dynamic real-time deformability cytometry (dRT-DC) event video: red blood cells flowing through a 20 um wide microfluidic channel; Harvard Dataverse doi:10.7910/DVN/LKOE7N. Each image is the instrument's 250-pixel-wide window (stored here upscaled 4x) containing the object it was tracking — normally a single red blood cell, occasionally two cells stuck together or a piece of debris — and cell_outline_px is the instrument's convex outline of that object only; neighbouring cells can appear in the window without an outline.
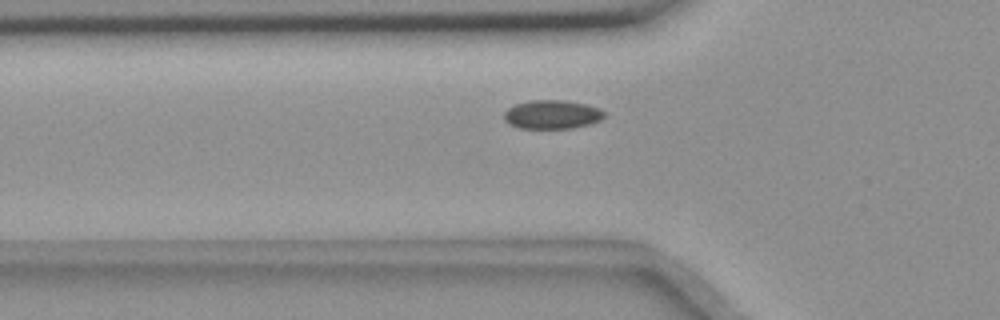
{"species": "common noctule bat (a hibernating species)", "species_latin": "Nyctalus noctula", "temperature_condition": "room temperature", "stored_images_in_passage": 40, "camera_frame_rate_fps": 3000, "um_per_image_px": 0.085, "animal": {"sex": "female", "body_mass_g": 18.4}, "frame": {"image": 1, "passage_image": 9, "time_ms": 2.667, "image_size_px": [1000, 320], "cell_outline_px": [[604, 116], [600, 120], [592, 124], [572, 128], [520, 128], [508, 124], [504, 120], [504, 112], [508, 108], [516, 104], [532, 100], [564, 100], [584, 104], [600, 108], [604, 112]], "centroid_in_image_um": [46.92, 9.74], "position_along_channel_um": 78.9, "area_um2": 16.82}}
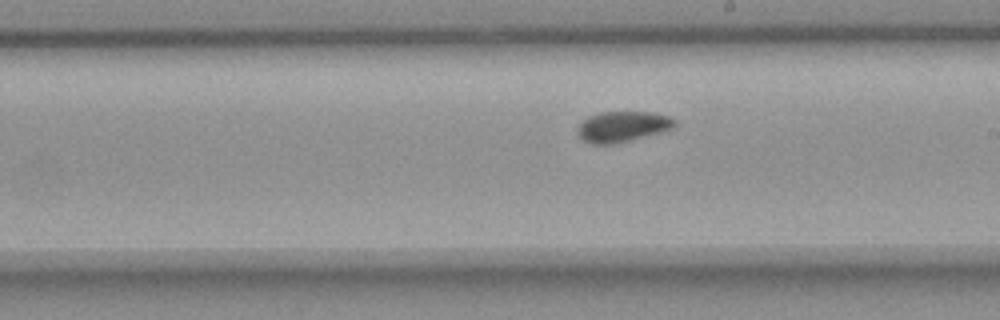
{"frame": {"image": 2, "passage_image": 22, "time_ms": 7.0, "image_size_px": [1000, 320], "cell_outline_px": [[676, 124], [672, 128], [660, 132], [612, 144], [592, 144], [584, 140], [576, 132], [576, 128], [588, 116], [600, 112], [652, 112], [668, 116], [676, 120]], "centroid_in_image_um": [52.89, 10.75], "position_along_channel_um": 236.1, "area_um2": 17.11}}
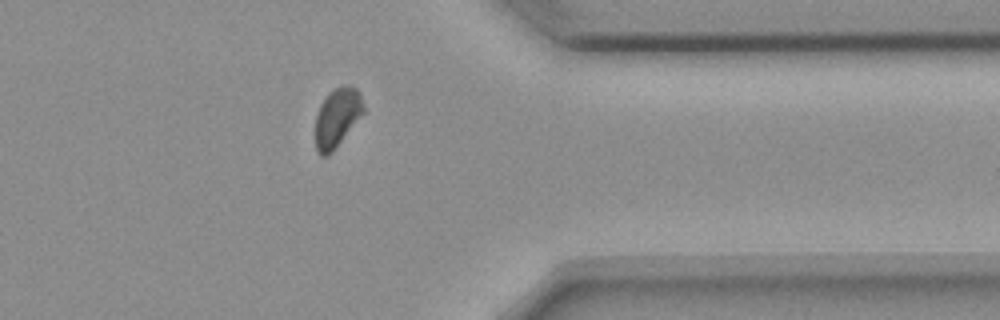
{"frame": {"image": 3, "passage_image": 35, "time_ms": 11.333, "image_size_px": [1000, 320], "cell_outline_px": [[364, 112], [332, 152], [328, 156], [320, 156], [316, 148], [316, 116], [320, 104], [328, 92], [344, 84], [348, 84], [356, 88], [360, 92], [364, 104]], "centroid_in_image_um": [28.66, 9.96], "position_along_channel_um": 382.7, "area_um2": 16.53}}